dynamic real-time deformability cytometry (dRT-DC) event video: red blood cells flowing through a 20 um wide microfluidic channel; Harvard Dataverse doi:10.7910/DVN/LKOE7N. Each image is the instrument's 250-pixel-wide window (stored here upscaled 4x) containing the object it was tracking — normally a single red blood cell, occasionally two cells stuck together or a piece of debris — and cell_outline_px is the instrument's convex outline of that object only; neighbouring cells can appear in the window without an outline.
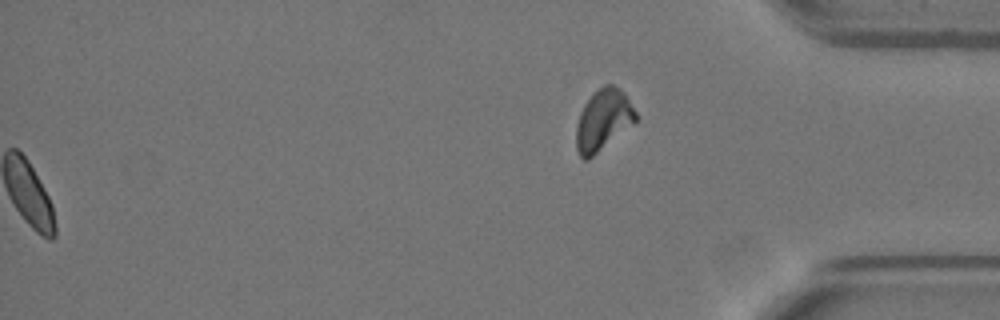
{"species": "Egyptian fruit bat (a non-hibernating species)", "species_latin": "Rousettus aegyptiacus", "temperature_condition": "warm", "stored_images_in_passage": 52, "segment_of_instrument_passage": [2, 2], "camera_frame_rate_fps": 3000, "um_per_image_px": 0.085, "animal": {"sex": "female"}, "frame": {"image": 1, "passage_image": 52, "time_ms": 17.0, "image_size_px": [1000, 320], "cell_outline_px": [[640, 116], [636, 120], [588, 160], [584, 160], [580, 156], [576, 148], [576, 124], [580, 112], [584, 104], [604, 84], [612, 84], [620, 88], [624, 92]], "centroid_in_image_um": [51.27, 10.19], "position_along_channel_um": 383.9, "area_um2": 20.98}}